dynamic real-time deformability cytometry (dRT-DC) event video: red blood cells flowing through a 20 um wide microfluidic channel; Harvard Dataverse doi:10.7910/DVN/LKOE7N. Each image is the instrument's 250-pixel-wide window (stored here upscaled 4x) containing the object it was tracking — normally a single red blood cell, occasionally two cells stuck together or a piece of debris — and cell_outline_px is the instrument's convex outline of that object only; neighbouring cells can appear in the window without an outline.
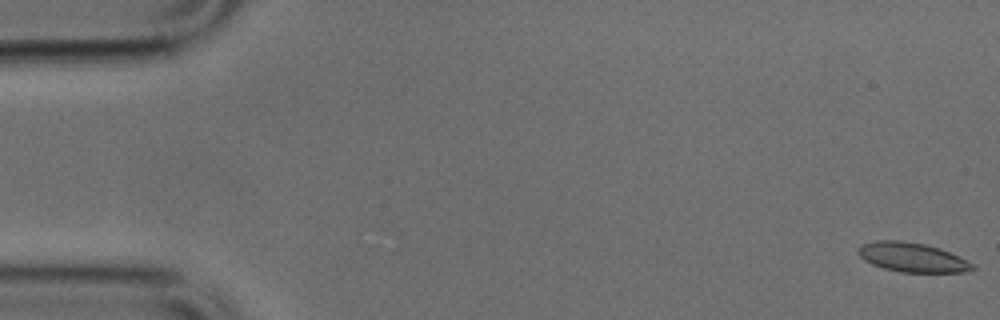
{"species": "common noctule bat (a hibernating species)", "species_latin": "Nyctalus noctula", "temperature_condition": "cold", "stored_images_in_passage": 50, "camera_frame_rate_fps": 3000, "um_per_image_px": 0.085, "animal": {"sex": "male", "body_mass_g": 17.9, "forearm_length_mm": 54.2}, "frame": {"image": 1, "passage_image": 1, "time_ms": 0.0, "image_size_px": [1000, 320], "cell_outline_px": [[976, 268], [968, 272], [900, 272], [884, 268], [872, 264], [864, 260], [856, 252], [860, 244], [876, 240], [900, 240], [924, 244], [940, 248], [960, 256], [972, 264]], "centroid_in_image_um": [77.52, 21.86], "position_along_channel_um": 7.5, "area_um2": 19.65}}
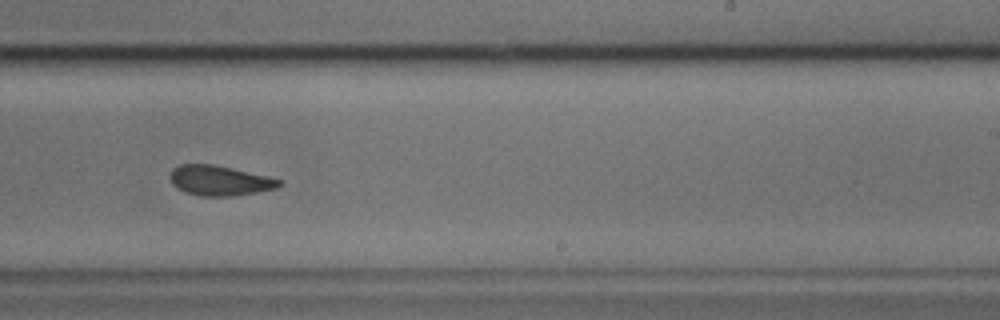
{"frame": {"image": 2, "passage_image": 31, "time_ms": 10.0, "image_size_px": [1000, 320], "cell_outline_px": [[284, 184], [276, 188], [256, 192], [232, 196], [200, 196], [184, 192], [172, 184], [172, 168], [180, 164], [212, 164], [232, 168], [268, 176], [284, 180]], "centroid_in_image_um": [18.71, 15.35], "position_along_channel_um": 270.3, "area_um2": 19.07}}
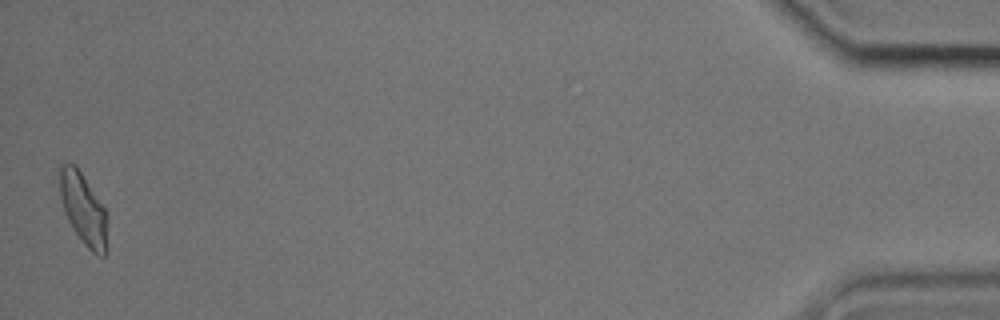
{"frame": {"image": 3, "passage_image": 50, "time_ms": 16.333, "image_size_px": [1000, 320], "cell_outline_px": [[108, 248], [104, 256], [96, 256], [84, 244], [72, 228], [64, 212], [60, 196], [60, 164], [76, 164], [104, 208], [108, 216]], "centroid_in_image_um": [7.12, 17.83], "position_along_channel_um": 428.1, "area_um2": 20.11}}